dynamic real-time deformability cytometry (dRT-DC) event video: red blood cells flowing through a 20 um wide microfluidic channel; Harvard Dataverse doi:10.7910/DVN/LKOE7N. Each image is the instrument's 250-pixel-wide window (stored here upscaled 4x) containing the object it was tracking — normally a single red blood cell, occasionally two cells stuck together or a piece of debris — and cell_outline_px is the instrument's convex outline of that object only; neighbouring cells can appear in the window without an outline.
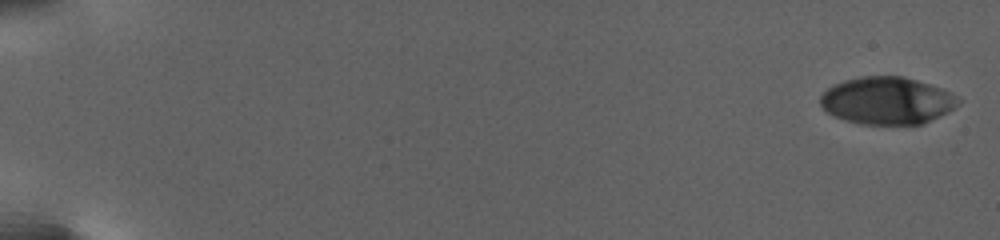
{"species": "human", "species_latin": "Homo sapiens", "temperature_condition": "warm", "stored_images_in_passage": 15, "camera_frame_rate_fps": 3000, "um_per_image_px": 0.085, "donor": {"sex": "female"}, "frame": {"image": 1, "passage_image": 1, "time_ms": 0.0, "image_size_px": [1000, 240], "cell_outline_px": [[960, 100], [948, 112], [924, 124], [860, 124], [844, 120], [828, 112], [820, 104], [820, 96], [832, 84], [844, 80], [860, 76], [904, 76], [940, 88], [948, 92]], "centroid_in_image_um": [75.36, 8.55], "position_along_channel_um": 9.6, "area_um2": 37.8}}
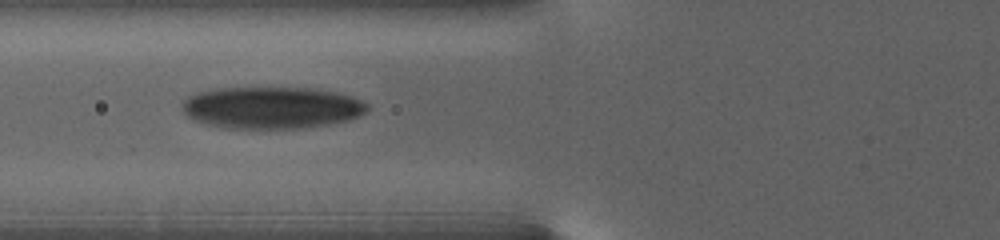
{"frame": {"image": 2, "passage_image": 11, "time_ms": 10.667, "image_size_px": [1000, 240], "cell_outline_px": [[368, 112], [360, 116], [348, 120], [332, 124], [308, 128], [224, 128], [208, 124], [196, 120], [188, 116], [184, 112], [184, 100], [188, 96], [196, 92], [216, 88], [308, 88], [336, 92], [360, 100], [368, 104]], "centroid_in_image_um": [23.12, 9.16], "position_along_channel_um": 102.7, "area_um2": 45.2}}
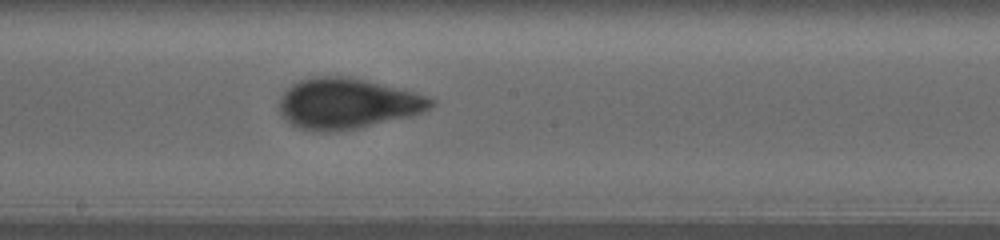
{"frame": {"image": 3, "passage_image": 15, "time_ms": 15.0, "image_size_px": [1000, 240], "cell_outline_px": [[436, 104], [412, 116], [356, 128], [336, 132], [316, 132], [296, 128], [280, 112], [280, 96], [292, 84], [300, 80], [312, 76], [348, 76], [416, 92], [428, 96], [436, 100]], "centroid_in_image_um": [29.52, 8.8], "position_along_channel_um": 218.7, "area_um2": 44.8}}